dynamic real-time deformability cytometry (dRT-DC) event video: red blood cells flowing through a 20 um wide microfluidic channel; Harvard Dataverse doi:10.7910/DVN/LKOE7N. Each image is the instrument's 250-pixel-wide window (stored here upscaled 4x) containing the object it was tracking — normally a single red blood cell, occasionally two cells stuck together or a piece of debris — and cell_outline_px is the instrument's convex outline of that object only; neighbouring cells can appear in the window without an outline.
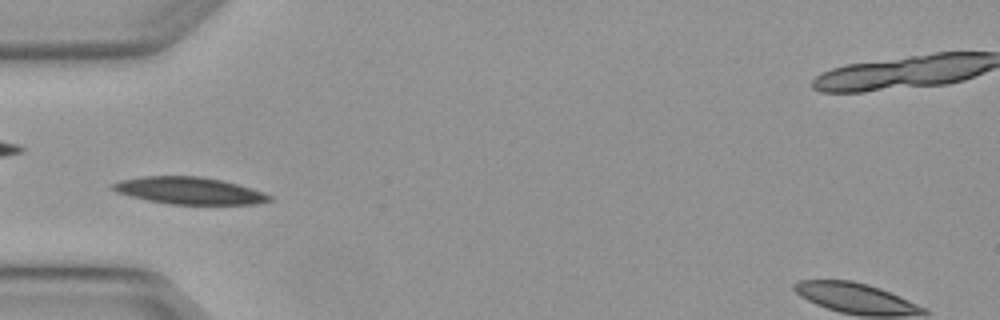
{"species": "Egyptian fruit bat (a non-hibernating species)", "species_latin": "Rousettus aegyptiacus", "temperature_condition": "warm", "stored_images_in_passage": 2, "camera_frame_rate_fps": 3000, "um_per_image_px": 0.085, "animal": {"sex": "female"}, "frame": {"image": 1, "passage_image": 2, "time_ms": 0.333, "image_size_px": [1000, 320], "cell_outline_px": [[272, 200], [256, 204], [172, 204], [148, 200], [116, 192], [112, 188], [112, 184], [120, 180], [144, 176], [200, 176], [220, 180], [252, 188], [264, 192], [272, 196]], "centroid_in_image_um": [16.11, 16.2], "position_along_channel_um": 68.9, "area_um2": 24.45}}